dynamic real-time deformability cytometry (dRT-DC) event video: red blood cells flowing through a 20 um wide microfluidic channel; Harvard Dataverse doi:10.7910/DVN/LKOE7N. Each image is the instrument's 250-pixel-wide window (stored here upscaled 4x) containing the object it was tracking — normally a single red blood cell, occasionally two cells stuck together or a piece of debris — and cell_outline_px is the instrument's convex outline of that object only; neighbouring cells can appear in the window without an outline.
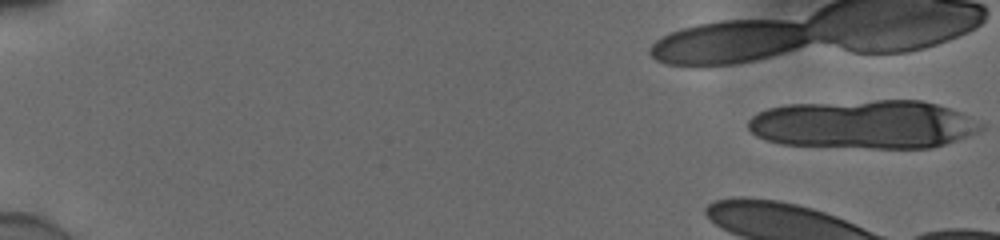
{"species": "human", "species_latin": "Homo sapiens", "temperature_condition": "cold", "stored_images_in_passage": 15, "camera_frame_rate_fps": 3000, "um_per_image_px": 0.085, "donor": {"sex": "male"}, "frame": {"image": 1, "passage_image": 1, "time_ms": 0.0, "image_size_px": [1000, 240], "cell_outline_px": [[984, 128], [976, 132], [944, 144], [932, 148], [872, 148], [780, 144], [764, 140], [756, 136], [748, 128], [748, 120], [756, 112], [768, 108], [784, 104], [872, 100], [920, 100], [936, 104], [948, 108], [984, 124]], "centroid_in_image_um": [73.34, 10.57], "position_along_channel_um": 11.7, "area_um2": 66.12}}